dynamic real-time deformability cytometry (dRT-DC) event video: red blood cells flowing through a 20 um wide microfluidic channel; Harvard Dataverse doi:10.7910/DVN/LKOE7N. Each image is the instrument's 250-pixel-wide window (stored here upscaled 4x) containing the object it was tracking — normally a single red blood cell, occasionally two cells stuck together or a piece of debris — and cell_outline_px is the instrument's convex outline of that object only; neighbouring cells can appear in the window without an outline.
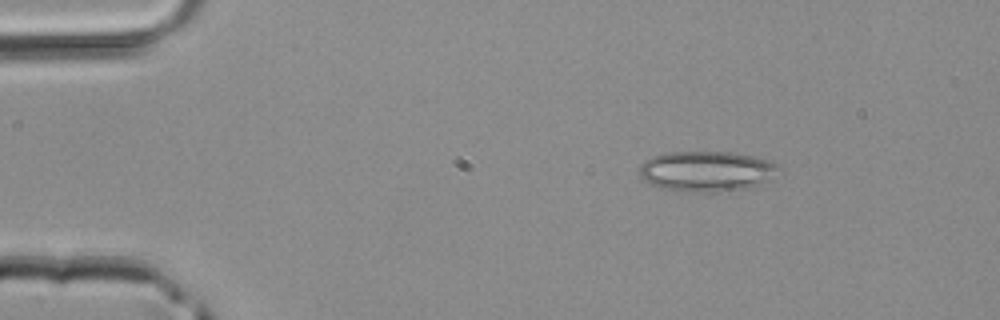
{"species": "common noctule bat (a hibernating species)", "species_latin": "Nyctalus noctula", "temperature_condition": "room temperature", "stored_images_in_passage": 2, "camera_frame_rate_fps": 3000, "um_per_image_px": 0.085, "animal": {"sex": "male", "body_mass_g": 20.4}, "frame": {"image": 1, "passage_image": 1, "time_ms": 0.0, "image_size_px": [1000, 320], "cell_outline_px": [[780, 168], [764, 184], [748, 188], [720, 192], [692, 192], [660, 188], [644, 180], [640, 176], [640, 164], [644, 160], [652, 156], [664, 152], [732, 152], [752, 156], [768, 160], [776, 164]], "centroid_in_image_um": [60.04, 14.56], "position_along_channel_um": 25.0, "area_um2": 32.95}}